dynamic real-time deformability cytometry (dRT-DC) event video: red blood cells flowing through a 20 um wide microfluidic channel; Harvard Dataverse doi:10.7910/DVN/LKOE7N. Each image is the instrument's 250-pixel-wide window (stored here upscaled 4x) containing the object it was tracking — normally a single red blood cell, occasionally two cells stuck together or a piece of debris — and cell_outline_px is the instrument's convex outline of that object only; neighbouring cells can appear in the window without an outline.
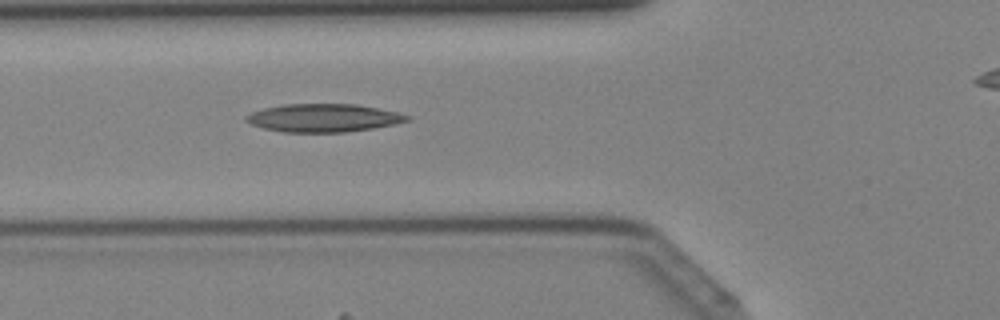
{"species": "Egyptian fruit bat (a non-hibernating species)", "species_latin": "Rousettus aegyptiacus", "temperature_condition": "cold", "stored_images_in_passage": 30, "camera_frame_rate_fps": 3000, "um_per_image_px": 0.085, "animal": {"sex": "female"}, "frame": {"image": 1, "passage_image": 11, "time_ms": 3.333, "image_size_px": [1000, 320], "cell_outline_px": [[412, 120], [396, 124], [372, 128], [344, 132], [284, 132], [264, 128], [252, 124], [244, 120], [244, 116], [252, 112], [264, 108], [284, 104], [356, 104], [396, 112], [412, 116]], "centroid_in_image_um": [27.51, 10.02], "position_along_channel_um": 98.3, "area_um2": 26.3}}
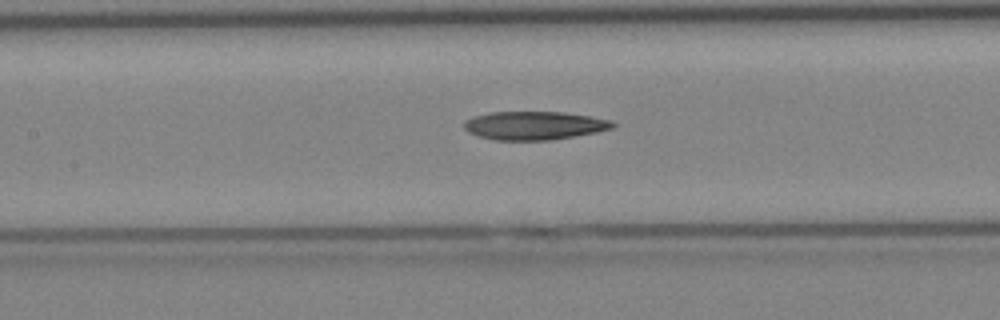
{"frame": {"image": 2, "passage_image": 15, "time_ms": 4.667, "image_size_px": [1000, 320], "cell_outline_px": [[616, 124], [612, 128], [596, 132], [548, 140], [496, 140], [480, 136], [468, 132], [464, 128], [464, 120], [472, 116], [488, 112], [564, 112], [612, 120]], "centroid_in_image_um": [45.38, 10.66], "position_along_channel_um": 162.0, "area_um2": 24.51}}
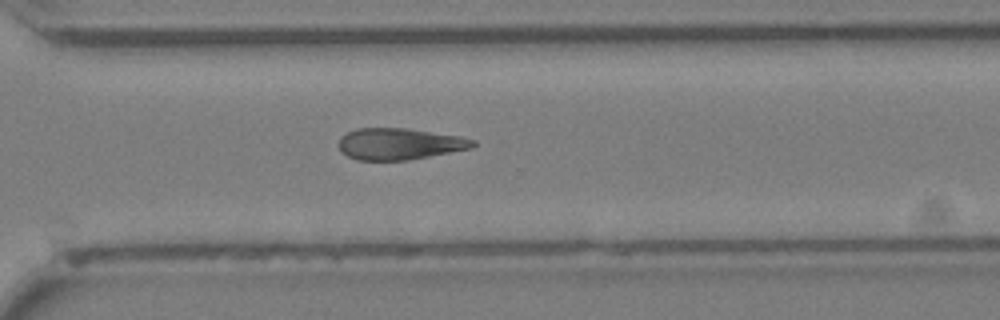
{"frame": {"image": 3, "passage_image": 26, "time_ms": 8.333, "image_size_px": [1000, 320], "cell_outline_px": [[476, 144], [472, 148], [408, 160], [356, 160], [340, 152], [340, 136], [356, 128], [404, 128], [460, 136], [476, 140]], "centroid_in_image_um": [33.95, 12.23], "position_along_channel_um": 336.7, "area_um2": 24.57}}